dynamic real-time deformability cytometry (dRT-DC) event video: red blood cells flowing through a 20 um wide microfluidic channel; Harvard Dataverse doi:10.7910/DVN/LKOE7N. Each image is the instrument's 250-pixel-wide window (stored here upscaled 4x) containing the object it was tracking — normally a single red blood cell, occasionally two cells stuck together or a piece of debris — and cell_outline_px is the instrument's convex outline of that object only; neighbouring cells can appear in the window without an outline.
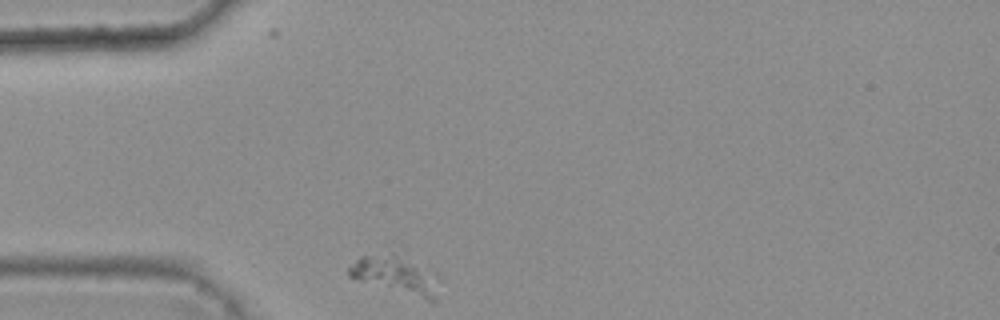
{"species": "common noctule bat (a hibernating species)", "species_latin": "Nyctalus noctula", "temperature_condition": "warm", "stored_images_in_passage": 1, "camera_frame_rate_fps": 3000, "um_per_image_px": 0.085, "animal": {"sex": "female", "body_mass_g": 25.1}, "frame": {"image": 1, "passage_image": 1, "time_ms": 0.0, "image_size_px": [1000, 320], "cell_outline_px": [[436, 304], [432, 304], [348, 276], [348, 268], [360, 256], [396, 256], [416, 268], [436, 300]], "centroid_in_image_um": [33.3, 23.48], "position_along_channel_um": 51.7, "area_um2": 16.59}}